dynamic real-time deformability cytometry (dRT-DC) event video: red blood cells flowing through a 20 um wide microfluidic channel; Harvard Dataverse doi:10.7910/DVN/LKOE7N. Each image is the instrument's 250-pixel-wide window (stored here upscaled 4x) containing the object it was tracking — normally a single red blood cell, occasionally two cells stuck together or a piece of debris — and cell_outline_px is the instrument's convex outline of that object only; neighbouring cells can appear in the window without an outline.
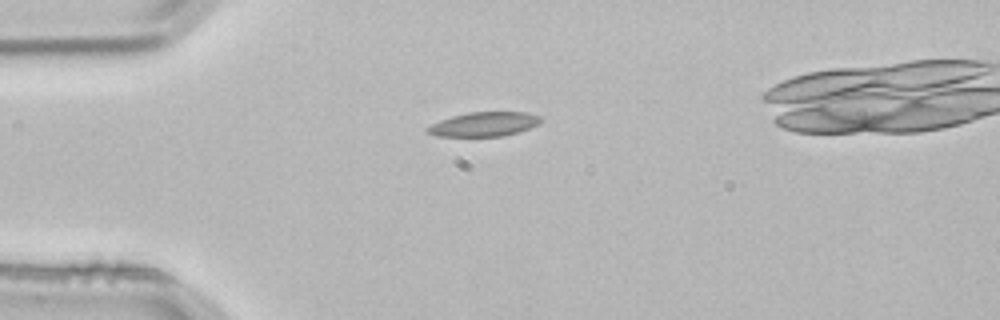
{"species": "common noctule bat (a hibernating species)", "species_latin": "Nyctalus noctula", "temperature_condition": "room temperature", "stored_images_in_passage": 3, "camera_frame_rate_fps": 3000, "um_per_image_px": 0.085, "animal": {"sex": "male", "body_mass_g": 21.5, "forearm_length_mm": 52.0}, "frame": {"image": 1, "passage_image": 2, "time_ms": 0.333, "image_size_px": [1000, 320], "cell_outline_px": [[544, 120], [540, 124], [504, 136], [436, 136], [428, 132], [424, 128], [440, 120], [452, 116], [468, 112], [528, 112], [540, 116]], "centroid_in_image_um": [41.16, 10.55], "position_along_channel_um": 43.8, "area_um2": 16.07}}